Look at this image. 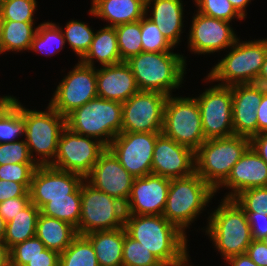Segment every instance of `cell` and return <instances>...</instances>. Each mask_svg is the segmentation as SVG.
<instances>
[{
  "mask_svg": "<svg viewBox=\"0 0 267 266\" xmlns=\"http://www.w3.org/2000/svg\"><path fill=\"white\" fill-rule=\"evenodd\" d=\"M124 228L165 266L188 265L187 236L163 215L125 214Z\"/></svg>",
  "mask_w": 267,
  "mask_h": 266,
  "instance_id": "cell-1",
  "label": "cell"
},
{
  "mask_svg": "<svg viewBox=\"0 0 267 266\" xmlns=\"http://www.w3.org/2000/svg\"><path fill=\"white\" fill-rule=\"evenodd\" d=\"M139 91H156L167 96L181 87L186 74V57L173 51L141 52L125 61Z\"/></svg>",
  "mask_w": 267,
  "mask_h": 266,
  "instance_id": "cell-2",
  "label": "cell"
},
{
  "mask_svg": "<svg viewBox=\"0 0 267 266\" xmlns=\"http://www.w3.org/2000/svg\"><path fill=\"white\" fill-rule=\"evenodd\" d=\"M217 209L209 215L204 228L212 244L226 261L245 254L253 241L246 213L234 199H221Z\"/></svg>",
  "mask_w": 267,
  "mask_h": 266,
  "instance_id": "cell-3",
  "label": "cell"
},
{
  "mask_svg": "<svg viewBox=\"0 0 267 266\" xmlns=\"http://www.w3.org/2000/svg\"><path fill=\"white\" fill-rule=\"evenodd\" d=\"M230 48L203 81H216L222 86L256 83L267 55V38L242 42L237 38Z\"/></svg>",
  "mask_w": 267,
  "mask_h": 266,
  "instance_id": "cell-4",
  "label": "cell"
},
{
  "mask_svg": "<svg viewBox=\"0 0 267 266\" xmlns=\"http://www.w3.org/2000/svg\"><path fill=\"white\" fill-rule=\"evenodd\" d=\"M215 196V191L195 172L170 180L163 216L184 234Z\"/></svg>",
  "mask_w": 267,
  "mask_h": 266,
  "instance_id": "cell-5",
  "label": "cell"
},
{
  "mask_svg": "<svg viewBox=\"0 0 267 266\" xmlns=\"http://www.w3.org/2000/svg\"><path fill=\"white\" fill-rule=\"evenodd\" d=\"M249 147L250 138L240 135L206 139L195 152L196 173L215 191Z\"/></svg>",
  "mask_w": 267,
  "mask_h": 266,
  "instance_id": "cell-6",
  "label": "cell"
},
{
  "mask_svg": "<svg viewBox=\"0 0 267 266\" xmlns=\"http://www.w3.org/2000/svg\"><path fill=\"white\" fill-rule=\"evenodd\" d=\"M66 127L96 138L108 147L121 133L122 103L100 97L92 99L66 116Z\"/></svg>",
  "mask_w": 267,
  "mask_h": 266,
  "instance_id": "cell-7",
  "label": "cell"
},
{
  "mask_svg": "<svg viewBox=\"0 0 267 266\" xmlns=\"http://www.w3.org/2000/svg\"><path fill=\"white\" fill-rule=\"evenodd\" d=\"M21 114L25 121L24 140L32 159L38 166L51 165L57 153L61 132L66 127V117L49 104L45 111L29 110L21 105Z\"/></svg>",
  "mask_w": 267,
  "mask_h": 266,
  "instance_id": "cell-8",
  "label": "cell"
},
{
  "mask_svg": "<svg viewBox=\"0 0 267 266\" xmlns=\"http://www.w3.org/2000/svg\"><path fill=\"white\" fill-rule=\"evenodd\" d=\"M162 134L196 152L206 140L198 102L194 97L168 96Z\"/></svg>",
  "mask_w": 267,
  "mask_h": 266,
  "instance_id": "cell-9",
  "label": "cell"
},
{
  "mask_svg": "<svg viewBox=\"0 0 267 266\" xmlns=\"http://www.w3.org/2000/svg\"><path fill=\"white\" fill-rule=\"evenodd\" d=\"M125 214V205L121 201L97 190L86 180L82 182L78 235L122 228Z\"/></svg>",
  "mask_w": 267,
  "mask_h": 266,
  "instance_id": "cell-10",
  "label": "cell"
},
{
  "mask_svg": "<svg viewBox=\"0 0 267 266\" xmlns=\"http://www.w3.org/2000/svg\"><path fill=\"white\" fill-rule=\"evenodd\" d=\"M106 149L107 146L98 139L80 135L65 127L58 140L55 159L50 166L81 175L85 179Z\"/></svg>",
  "mask_w": 267,
  "mask_h": 266,
  "instance_id": "cell-11",
  "label": "cell"
},
{
  "mask_svg": "<svg viewBox=\"0 0 267 266\" xmlns=\"http://www.w3.org/2000/svg\"><path fill=\"white\" fill-rule=\"evenodd\" d=\"M168 96L156 91H138L122 103L121 132L162 133Z\"/></svg>",
  "mask_w": 267,
  "mask_h": 266,
  "instance_id": "cell-12",
  "label": "cell"
},
{
  "mask_svg": "<svg viewBox=\"0 0 267 266\" xmlns=\"http://www.w3.org/2000/svg\"><path fill=\"white\" fill-rule=\"evenodd\" d=\"M96 68L78 60L72 71L57 85L49 105L66 117L76 108L97 98Z\"/></svg>",
  "mask_w": 267,
  "mask_h": 266,
  "instance_id": "cell-13",
  "label": "cell"
},
{
  "mask_svg": "<svg viewBox=\"0 0 267 266\" xmlns=\"http://www.w3.org/2000/svg\"><path fill=\"white\" fill-rule=\"evenodd\" d=\"M195 99L198 102L205 139L234 135L231 86H211Z\"/></svg>",
  "mask_w": 267,
  "mask_h": 266,
  "instance_id": "cell-14",
  "label": "cell"
},
{
  "mask_svg": "<svg viewBox=\"0 0 267 266\" xmlns=\"http://www.w3.org/2000/svg\"><path fill=\"white\" fill-rule=\"evenodd\" d=\"M160 134L121 132L108 148L134 178L144 177L152 174L153 151Z\"/></svg>",
  "mask_w": 267,
  "mask_h": 266,
  "instance_id": "cell-15",
  "label": "cell"
},
{
  "mask_svg": "<svg viewBox=\"0 0 267 266\" xmlns=\"http://www.w3.org/2000/svg\"><path fill=\"white\" fill-rule=\"evenodd\" d=\"M188 48L194 54H213L230 48L237 35L230 22L208 17L197 12L192 17Z\"/></svg>",
  "mask_w": 267,
  "mask_h": 266,
  "instance_id": "cell-16",
  "label": "cell"
},
{
  "mask_svg": "<svg viewBox=\"0 0 267 266\" xmlns=\"http://www.w3.org/2000/svg\"><path fill=\"white\" fill-rule=\"evenodd\" d=\"M134 179L108 147L85 178L94 188L118 199L124 205L130 197Z\"/></svg>",
  "mask_w": 267,
  "mask_h": 266,
  "instance_id": "cell-17",
  "label": "cell"
},
{
  "mask_svg": "<svg viewBox=\"0 0 267 266\" xmlns=\"http://www.w3.org/2000/svg\"><path fill=\"white\" fill-rule=\"evenodd\" d=\"M195 172V152L161 133L153 151L152 174L174 179Z\"/></svg>",
  "mask_w": 267,
  "mask_h": 266,
  "instance_id": "cell-18",
  "label": "cell"
},
{
  "mask_svg": "<svg viewBox=\"0 0 267 266\" xmlns=\"http://www.w3.org/2000/svg\"><path fill=\"white\" fill-rule=\"evenodd\" d=\"M84 180L81 175L55 169L50 165L38 166L29 189L31 202L41 209L50 198L68 197Z\"/></svg>",
  "mask_w": 267,
  "mask_h": 266,
  "instance_id": "cell-19",
  "label": "cell"
},
{
  "mask_svg": "<svg viewBox=\"0 0 267 266\" xmlns=\"http://www.w3.org/2000/svg\"><path fill=\"white\" fill-rule=\"evenodd\" d=\"M170 180L154 174L135 178L130 197L125 204V213L163 215Z\"/></svg>",
  "mask_w": 267,
  "mask_h": 266,
  "instance_id": "cell-20",
  "label": "cell"
},
{
  "mask_svg": "<svg viewBox=\"0 0 267 266\" xmlns=\"http://www.w3.org/2000/svg\"><path fill=\"white\" fill-rule=\"evenodd\" d=\"M232 90V117L234 135L251 138L258 134L256 110L264 95L258 84H236Z\"/></svg>",
  "mask_w": 267,
  "mask_h": 266,
  "instance_id": "cell-21",
  "label": "cell"
},
{
  "mask_svg": "<svg viewBox=\"0 0 267 266\" xmlns=\"http://www.w3.org/2000/svg\"><path fill=\"white\" fill-rule=\"evenodd\" d=\"M220 187L231 189L225 199H234L239 193L250 188L267 187V163L250 146L234 164L227 179Z\"/></svg>",
  "mask_w": 267,
  "mask_h": 266,
  "instance_id": "cell-22",
  "label": "cell"
},
{
  "mask_svg": "<svg viewBox=\"0 0 267 266\" xmlns=\"http://www.w3.org/2000/svg\"><path fill=\"white\" fill-rule=\"evenodd\" d=\"M96 87L98 97L121 103L139 91L135 76L125 61L97 68Z\"/></svg>",
  "mask_w": 267,
  "mask_h": 266,
  "instance_id": "cell-23",
  "label": "cell"
},
{
  "mask_svg": "<svg viewBox=\"0 0 267 266\" xmlns=\"http://www.w3.org/2000/svg\"><path fill=\"white\" fill-rule=\"evenodd\" d=\"M150 7L151 12H149ZM183 12L182 0H146L145 16L157 25L174 47L179 44L183 33Z\"/></svg>",
  "mask_w": 267,
  "mask_h": 266,
  "instance_id": "cell-24",
  "label": "cell"
},
{
  "mask_svg": "<svg viewBox=\"0 0 267 266\" xmlns=\"http://www.w3.org/2000/svg\"><path fill=\"white\" fill-rule=\"evenodd\" d=\"M89 15L108 21L110 27L139 21L145 16L146 0H92Z\"/></svg>",
  "mask_w": 267,
  "mask_h": 266,
  "instance_id": "cell-25",
  "label": "cell"
},
{
  "mask_svg": "<svg viewBox=\"0 0 267 266\" xmlns=\"http://www.w3.org/2000/svg\"><path fill=\"white\" fill-rule=\"evenodd\" d=\"M84 236L91 242L100 266H122L124 227Z\"/></svg>",
  "mask_w": 267,
  "mask_h": 266,
  "instance_id": "cell-26",
  "label": "cell"
},
{
  "mask_svg": "<svg viewBox=\"0 0 267 266\" xmlns=\"http://www.w3.org/2000/svg\"><path fill=\"white\" fill-rule=\"evenodd\" d=\"M101 66L123 62L120 57L115 27L104 26L95 32L87 53L80 59L85 65L95 67L96 61Z\"/></svg>",
  "mask_w": 267,
  "mask_h": 266,
  "instance_id": "cell-27",
  "label": "cell"
},
{
  "mask_svg": "<svg viewBox=\"0 0 267 266\" xmlns=\"http://www.w3.org/2000/svg\"><path fill=\"white\" fill-rule=\"evenodd\" d=\"M77 231L70 223L39 214L36 226V236L45 247L59 254L62 253L77 236Z\"/></svg>",
  "mask_w": 267,
  "mask_h": 266,
  "instance_id": "cell-28",
  "label": "cell"
},
{
  "mask_svg": "<svg viewBox=\"0 0 267 266\" xmlns=\"http://www.w3.org/2000/svg\"><path fill=\"white\" fill-rule=\"evenodd\" d=\"M40 209L32 202L6 223L3 241L11 249L18 243L36 236L37 219Z\"/></svg>",
  "mask_w": 267,
  "mask_h": 266,
  "instance_id": "cell-29",
  "label": "cell"
},
{
  "mask_svg": "<svg viewBox=\"0 0 267 266\" xmlns=\"http://www.w3.org/2000/svg\"><path fill=\"white\" fill-rule=\"evenodd\" d=\"M34 24V22L0 20V33L4 52L29 51L37 30Z\"/></svg>",
  "mask_w": 267,
  "mask_h": 266,
  "instance_id": "cell-30",
  "label": "cell"
},
{
  "mask_svg": "<svg viewBox=\"0 0 267 266\" xmlns=\"http://www.w3.org/2000/svg\"><path fill=\"white\" fill-rule=\"evenodd\" d=\"M40 213L70 223L77 228L81 214V185L68 197L50 198Z\"/></svg>",
  "mask_w": 267,
  "mask_h": 266,
  "instance_id": "cell-31",
  "label": "cell"
},
{
  "mask_svg": "<svg viewBox=\"0 0 267 266\" xmlns=\"http://www.w3.org/2000/svg\"><path fill=\"white\" fill-rule=\"evenodd\" d=\"M21 104L13 97L0 110V143H10L25 135V121L21 114ZM18 138V139H16Z\"/></svg>",
  "mask_w": 267,
  "mask_h": 266,
  "instance_id": "cell-32",
  "label": "cell"
},
{
  "mask_svg": "<svg viewBox=\"0 0 267 266\" xmlns=\"http://www.w3.org/2000/svg\"><path fill=\"white\" fill-rule=\"evenodd\" d=\"M66 44L60 25L47 21L37 26L30 51L53 56L63 49Z\"/></svg>",
  "mask_w": 267,
  "mask_h": 266,
  "instance_id": "cell-33",
  "label": "cell"
},
{
  "mask_svg": "<svg viewBox=\"0 0 267 266\" xmlns=\"http://www.w3.org/2000/svg\"><path fill=\"white\" fill-rule=\"evenodd\" d=\"M59 266H100L91 242L77 235L59 255Z\"/></svg>",
  "mask_w": 267,
  "mask_h": 266,
  "instance_id": "cell-34",
  "label": "cell"
},
{
  "mask_svg": "<svg viewBox=\"0 0 267 266\" xmlns=\"http://www.w3.org/2000/svg\"><path fill=\"white\" fill-rule=\"evenodd\" d=\"M117 44L122 61L143 52L141 41V19L115 27Z\"/></svg>",
  "mask_w": 267,
  "mask_h": 266,
  "instance_id": "cell-35",
  "label": "cell"
},
{
  "mask_svg": "<svg viewBox=\"0 0 267 266\" xmlns=\"http://www.w3.org/2000/svg\"><path fill=\"white\" fill-rule=\"evenodd\" d=\"M65 42H68L70 48L79 57V60L87 53L93 41L95 32L87 23L70 20L65 25L64 29L61 27Z\"/></svg>",
  "mask_w": 267,
  "mask_h": 266,
  "instance_id": "cell-36",
  "label": "cell"
},
{
  "mask_svg": "<svg viewBox=\"0 0 267 266\" xmlns=\"http://www.w3.org/2000/svg\"><path fill=\"white\" fill-rule=\"evenodd\" d=\"M122 266H165L152 252L132 239L124 228Z\"/></svg>",
  "mask_w": 267,
  "mask_h": 266,
  "instance_id": "cell-37",
  "label": "cell"
},
{
  "mask_svg": "<svg viewBox=\"0 0 267 266\" xmlns=\"http://www.w3.org/2000/svg\"><path fill=\"white\" fill-rule=\"evenodd\" d=\"M141 41L143 52H165L175 48L146 16L141 19Z\"/></svg>",
  "mask_w": 267,
  "mask_h": 266,
  "instance_id": "cell-38",
  "label": "cell"
},
{
  "mask_svg": "<svg viewBox=\"0 0 267 266\" xmlns=\"http://www.w3.org/2000/svg\"><path fill=\"white\" fill-rule=\"evenodd\" d=\"M36 0H6L0 3V20L35 22Z\"/></svg>",
  "mask_w": 267,
  "mask_h": 266,
  "instance_id": "cell-39",
  "label": "cell"
},
{
  "mask_svg": "<svg viewBox=\"0 0 267 266\" xmlns=\"http://www.w3.org/2000/svg\"><path fill=\"white\" fill-rule=\"evenodd\" d=\"M194 5L202 15L224 20L227 22L238 20H244V18L235 10L229 0H194Z\"/></svg>",
  "mask_w": 267,
  "mask_h": 266,
  "instance_id": "cell-40",
  "label": "cell"
},
{
  "mask_svg": "<svg viewBox=\"0 0 267 266\" xmlns=\"http://www.w3.org/2000/svg\"><path fill=\"white\" fill-rule=\"evenodd\" d=\"M234 200L244 210L267 215V187L250 188L239 193Z\"/></svg>",
  "mask_w": 267,
  "mask_h": 266,
  "instance_id": "cell-41",
  "label": "cell"
},
{
  "mask_svg": "<svg viewBox=\"0 0 267 266\" xmlns=\"http://www.w3.org/2000/svg\"><path fill=\"white\" fill-rule=\"evenodd\" d=\"M45 249L44 243L37 236H34L10 249V263L14 266H25Z\"/></svg>",
  "mask_w": 267,
  "mask_h": 266,
  "instance_id": "cell-42",
  "label": "cell"
},
{
  "mask_svg": "<svg viewBox=\"0 0 267 266\" xmlns=\"http://www.w3.org/2000/svg\"><path fill=\"white\" fill-rule=\"evenodd\" d=\"M9 163H35L24 139L22 141L0 143V165Z\"/></svg>",
  "mask_w": 267,
  "mask_h": 266,
  "instance_id": "cell-43",
  "label": "cell"
},
{
  "mask_svg": "<svg viewBox=\"0 0 267 266\" xmlns=\"http://www.w3.org/2000/svg\"><path fill=\"white\" fill-rule=\"evenodd\" d=\"M37 167L38 165L36 163H9L0 165V179L18 182L30 189L32 176Z\"/></svg>",
  "mask_w": 267,
  "mask_h": 266,
  "instance_id": "cell-44",
  "label": "cell"
},
{
  "mask_svg": "<svg viewBox=\"0 0 267 266\" xmlns=\"http://www.w3.org/2000/svg\"><path fill=\"white\" fill-rule=\"evenodd\" d=\"M30 203V197H16L5 200L0 203V215L3 217L5 223H7Z\"/></svg>",
  "mask_w": 267,
  "mask_h": 266,
  "instance_id": "cell-45",
  "label": "cell"
},
{
  "mask_svg": "<svg viewBox=\"0 0 267 266\" xmlns=\"http://www.w3.org/2000/svg\"><path fill=\"white\" fill-rule=\"evenodd\" d=\"M16 197H30L29 189L24 184L0 179V203Z\"/></svg>",
  "mask_w": 267,
  "mask_h": 266,
  "instance_id": "cell-46",
  "label": "cell"
},
{
  "mask_svg": "<svg viewBox=\"0 0 267 266\" xmlns=\"http://www.w3.org/2000/svg\"><path fill=\"white\" fill-rule=\"evenodd\" d=\"M250 224L253 240H261L267 236V215H257L253 212H245Z\"/></svg>",
  "mask_w": 267,
  "mask_h": 266,
  "instance_id": "cell-47",
  "label": "cell"
},
{
  "mask_svg": "<svg viewBox=\"0 0 267 266\" xmlns=\"http://www.w3.org/2000/svg\"><path fill=\"white\" fill-rule=\"evenodd\" d=\"M246 254L259 266H267V246L262 240H253L247 248Z\"/></svg>",
  "mask_w": 267,
  "mask_h": 266,
  "instance_id": "cell-48",
  "label": "cell"
},
{
  "mask_svg": "<svg viewBox=\"0 0 267 266\" xmlns=\"http://www.w3.org/2000/svg\"><path fill=\"white\" fill-rule=\"evenodd\" d=\"M59 255L57 251L46 248L25 266H59Z\"/></svg>",
  "mask_w": 267,
  "mask_h": 266,
  "instance_id": "cell-49",
  "label": "cell"
},
{
  "mask_svg": "<svg viewBox=\"0 0 267 266\" xmlns=\"http://www.w3.org/2000/svg\"><path fill=\"white\" fill-rule=\"evenodd\" d=\"M250 146L267 163V132L252 136L250 138Z\"/></svg>",
  "mask_w": 267,
  "mask_h": 266,
  "instance_id": "cell-50",
  "label": "cell"
},
{
  "mask_svg": "<svg viewBox=\"0 0 267 266\" xmlns=\"http://www.w3.org/2000/svg\"><path fill=\"white\" fill-rule=\"evenodd\" d=\"M257 122H258V134L267 132V89L264 88V95L262 96L261 103L257 107Z\"/></svg>",
  "mask_w": 267,
  "mask_h": 266,
  "instance_id": "cell-51",
  "label": "cell"
},
{
  "mask_svg": "<svg viewBox=\"0 0 267 266\" xmlns=\"http://www.w3.org/2000/svg\"><path fill=\"white\" fill-rule=\"evenodd\" d=\"M226 263L228 266H259L246 253L230 257Z\"/></svg>",
  "mask_w": 267,
  "mask_h": 266,
  "instance_id": "cell-52",
  "label": "cell"
},
{
  "mask_svg": "<svg viewBox=\"0 0 267 266\" xmlns=\"http://www.w3.org/2000/svg\"><path fill=\"white\" fill-rule=\"evenodd\" d=\"M10 263V249L7 244L0 239V266H7Z\"/></svg>",
  "mask_w": 267,
  "mask_h": 266,
  "instance_id": "cell-53",
  "label": "cell"
},
{
  "mask_svg": "<svg viewBox=\"0 0 267 266\" xmlns=\"http://www.w3.org/2000/svg\"><path fill=\"white\" fill-rule=\"evenodd\" d=\"M252 0H229V2L233 5L235 10L245 19L247 16V5L251 3Z\"/></svg>",
  "mask_w": 267,
  "mask_h": 266,
  "instance_id": "cell-54",
  "label": "cell"
},
{
  "mask_svg": "<svg viewBox=\"0 0 267 266\" xmlns=\"http://www.w3.org/2000/svg\"><path fill=\"white\" fill-rule=\"evenodd\" d=\"M255 84L261 85L267 89V55L264 60V63L262 64L261 71L258 75V78Z\"/></svg>",
  "mask_w": 267,
  "mask_h": 266,
  "instance_id": "cell-55",
  "label": "cell"
},
{
  "mask_svg": "<svg viewBox=\"0 0 267 266\" xmlns=\"http://www.w3.org/2000/svg\"><path fill=\"white\" fill-rule=\"evenodd\" d=\"M5 228H6V223L3 219V217L0 215V239H4L5 236Z\"/></svg>",
  "mask_w": 267,
  "mask_h": 266,
  "instance_id": "cell-56",
  "label": "cell"
},
{
  "mask_svg": "<svg viewBox=\"0 0 267 266\" xmlns=\"http://www.w3.org/2000/svg\"><path fill=\"white\" fill-rule=\"evenodd\" d=\"M13 98L11 95L0 97V110Z\"/></svg>",
  "mask_w": 267,
  "mask_h": 266,
  "instance_id": "cell-57",
  "label": "cell"
},
{
  "mask_svg": "<svg viewBox=\"0 0 267 266\" xmlns=\"http://www.w3.org/2000/svg\"><path fill=\"white\" fill-rule=\"evenodd\" d=\"M3 53H4V49H3V46H2L1 33H0V54H3Z\"/></svg>",
  "mask_w": 267,
  "mask_h": 266,
  "instance_id": "cell-58",
  "label": "cell"
},
{
  "mask_svg": "<svg viewBox=\"0 0 267 266\" xmlns=\"http://www.w3.org/2000/svg\"><path fill=\"white\" fill-rule=\"evenodd\" d=\"M263 243L267 246V236H265L263 239H261Z\"/></svg>",
  "mask_w": 267,
  "mask_h": 266,
  "instance_id": "cell-59",
  "label": "cell"
}]
</instances>
